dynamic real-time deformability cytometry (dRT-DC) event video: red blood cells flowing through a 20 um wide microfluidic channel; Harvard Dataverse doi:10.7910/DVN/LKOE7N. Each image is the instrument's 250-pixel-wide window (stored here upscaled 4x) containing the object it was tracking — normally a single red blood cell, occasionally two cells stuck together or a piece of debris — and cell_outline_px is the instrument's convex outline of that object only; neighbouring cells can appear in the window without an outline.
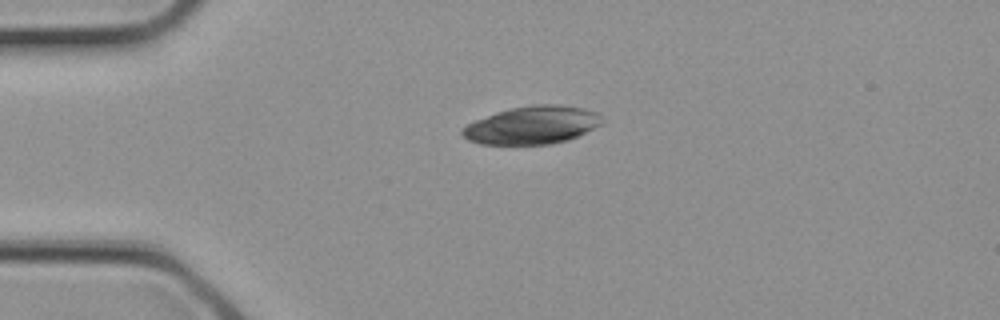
{"species": "common noctule bat (a hibernating species)", "species_latin": "Nyctalus noctula", "temperature_condition": "cold", "stored_images_in_passage": 1, "camera_frame_rate_fps": 3000, "um_per_image_px": 0.085, "animal": {"sex": "female", "body_mass_g": 21.9}, "frame": {"image": 1, "passage_image": 1, "time_ms": 0.0, "image_size_px": [1000, 320], "cell_outline_px": [[604, 124], [568, 140], [552, 144], [480, 144], [468, 140], [460, 132], [468, 124], [476, 120], [496, 112], [512, 108], [536, 104], [552, 104], [584, 108], [596, 112], [604, 120]], "centroid_in_image_um": [45.28, 10.64], "position_along_channel_um": 39.7, "area_um2": 30.75}}